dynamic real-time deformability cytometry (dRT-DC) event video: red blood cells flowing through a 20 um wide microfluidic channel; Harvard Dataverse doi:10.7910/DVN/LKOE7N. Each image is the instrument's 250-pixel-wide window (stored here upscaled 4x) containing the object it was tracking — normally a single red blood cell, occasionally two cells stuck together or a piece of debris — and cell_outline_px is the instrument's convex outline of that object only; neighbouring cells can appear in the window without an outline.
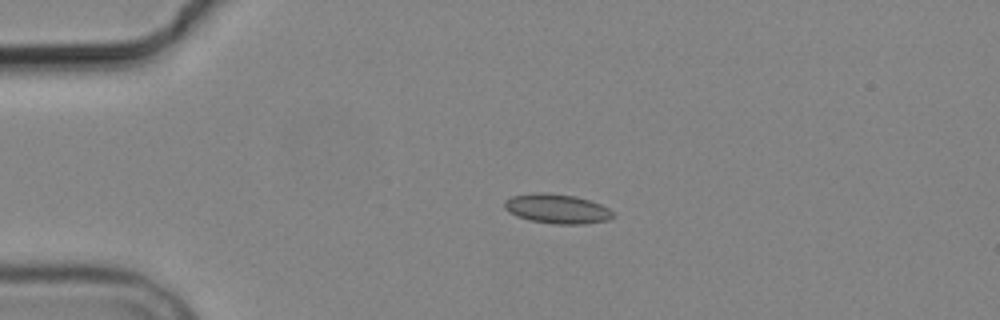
{"species": "common noctule bat (a hibernating species)", "species_latin": "Nyctalus noctula", "temperature_condition": "cold", "stored_images_in_passage": 3, "camera_frame_rate_fps": 3000, "um_per_image_px": 0.085, "animal": {"sex": "male", "body_mass_g": 19.2, "forearm_length_mm": 51.8}, "frame": {"image": 1, "passage_image": 1, "time_ms": 0.0, "image_size_px": [1000, 320], "cell_outline_px": [[616, 216], [608, 220], [584, 224], [556, 224], [532, 220], [516, 216], [508, 212], [504, 208], [504, 200], [512, 196], [532, 192], [544, 192], [576, 196], [600, 204], [608, 208]], "centroid_in_image_um": [47.33, 17.74], "position_along_channel_um": 37.7, "area_um2": 18.73}}